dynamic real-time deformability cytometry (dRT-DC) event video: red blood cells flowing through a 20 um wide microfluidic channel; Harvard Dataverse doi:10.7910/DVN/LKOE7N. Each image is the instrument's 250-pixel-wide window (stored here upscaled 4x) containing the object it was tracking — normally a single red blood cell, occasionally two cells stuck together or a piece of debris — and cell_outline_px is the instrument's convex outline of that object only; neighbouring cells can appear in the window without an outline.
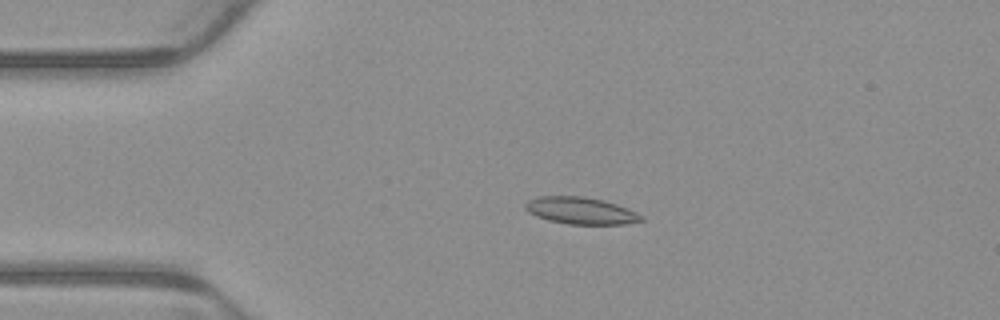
{"species": "common noctule bat (a hibernating species)", "species_latin": "Nyctalus noctula", "temperature_condition": "warm", "stored_images_in_passage": 5, "camera_frame_rate_fps": 3000, "um_per_image_px": 0.085, "animal": {"sex": "male", "body_mass_g": 23.1, "forearm_length_mm": 52.7}, "frame": {"image": 1, "passage_image": 4, "time_ms": 1.0, "image_size_px": [1000, 320], "cell_outline_px": [[644, 220], [624, 224], [568, 224], [548, 220], [536, 216], [528, 212], [524, 208], [524, 204], [528, 200], [540, 196], [584, 196], [604, 200], [628, 208], [644, 216]], "centroid_in_image_um": [49.36, 17.9], "position_along_channel_um": 35.6, "area_um2": 18.32}}